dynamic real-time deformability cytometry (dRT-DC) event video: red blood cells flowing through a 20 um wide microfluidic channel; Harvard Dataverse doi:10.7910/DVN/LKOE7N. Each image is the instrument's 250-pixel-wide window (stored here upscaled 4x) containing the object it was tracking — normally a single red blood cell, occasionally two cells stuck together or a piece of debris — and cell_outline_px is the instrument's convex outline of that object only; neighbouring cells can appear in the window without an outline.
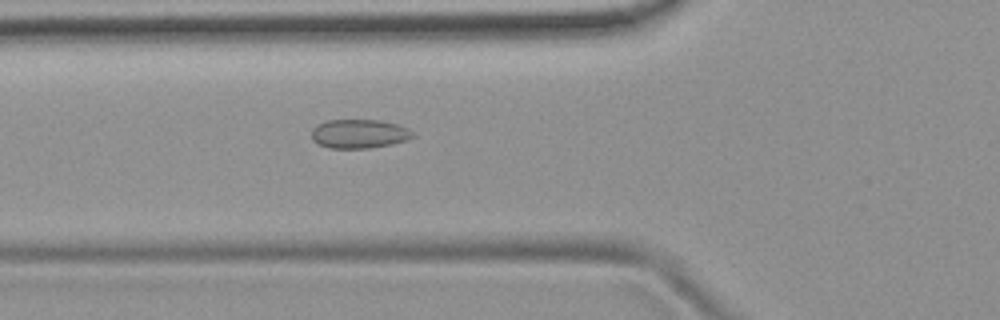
{"species": "common noctule bat (a hibernating species)", "species_latin": "Nyctalus noctula", "temperature_condition": "room temperature", "stored_images_in_passage": 53, "camera_frame_rate_fps": 3000, "um_per_image_px": 0.085, "animal": {"sex": "female", "body_mass_g": 19.9}, "frame": {"image": 1, "passage_image": 19, "time_ms": 6.0, "image_size_px": [1000, 320], "cell_outline_px": [[416, 136], [392, 144], [368, 148], [328, 148], [312, 140], [312, 128], [316, 124], [328, 120], [380, 120], [396, 124], [408, 128]], "centroid_in_image_um": [30.51, 11.37], "position_along_channel_um": 95.3, "area_um2": 17.05}}
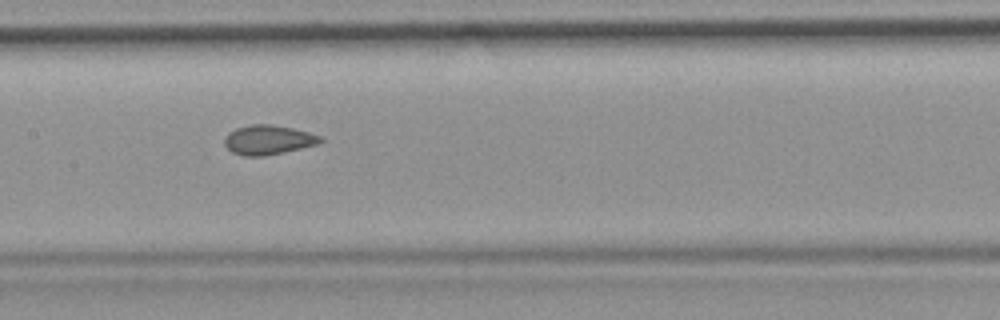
{"frame": {"image": 2, "passage_image": 26, "time_ms": 8.333, "image_size_px": [1000, 320], "cell_outline_px": [[324, 140], [316, 144], [284, 152], [264, 156], [244, 156], [232, 152], [224, 144], [224, 140], [228, 132], [236, 128], [252, 124], [272, 124], [292, 128], [308, 132], [320, 136]], "centroid_in_image_um": [22.77, 11.88], "position_along_channel_um": 184.6, "area_um2": 16.36}}
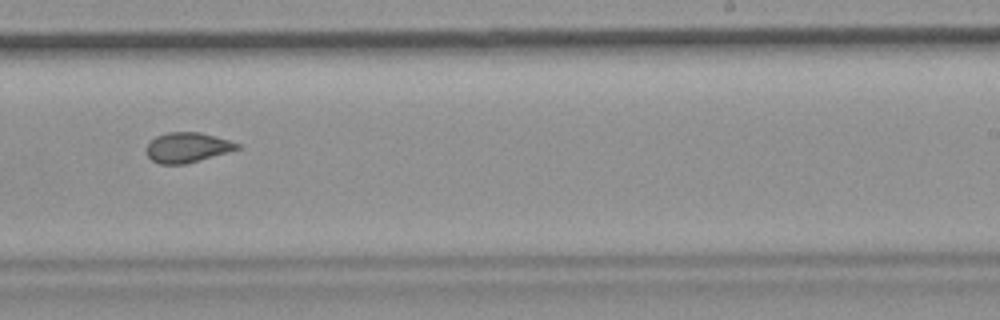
{"frame": {"image": 3, "passage_image": 33, "time_ms": 10.667, "image_size_px": [1000, 320], "cell_outline_px": [[240, 148], [228, 152], [184, 164], [160, 164], [152, 160], [148, 156], [144, 148], [156, 136], [168, 132], [200, 132], [228, 140], [240, 144]], "centroid_in_image_um": [15.89, 12.53], "position_along_channel_um": 273.1, "area_um2": 15.72}, "authors_computed_cell_mechanics": {"area_um2": 17.051, "velocity_mm_per_s": 3.8129, "shape_relaxation_time_tau1_ms": null, "shape_relaxation_time_tau2_ms": 1.357, "deformation_change_tau1": null, "deformation_change_tau2": 0.054}}